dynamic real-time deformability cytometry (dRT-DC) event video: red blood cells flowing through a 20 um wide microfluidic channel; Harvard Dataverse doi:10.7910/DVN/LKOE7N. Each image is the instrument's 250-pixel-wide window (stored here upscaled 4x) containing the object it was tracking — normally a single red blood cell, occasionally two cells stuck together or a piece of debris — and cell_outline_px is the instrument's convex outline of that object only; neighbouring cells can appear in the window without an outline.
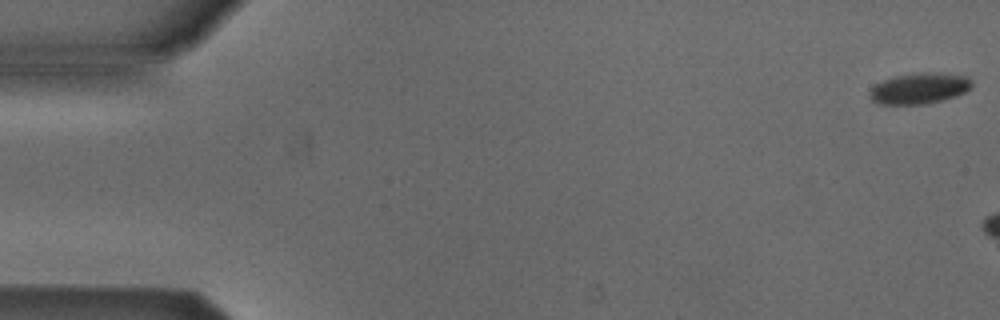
{"species": "Egyptian fruit bat (a non-hibernating species)", "species_latin": "Rousettus aegyptiacus", "temperature_condition": "cold", "stored_images_in_passage": 6, "camera_frame_rate_fps": 3000, "um_per_image_px": 0.085, "animal": {"sex": "male"}, "frame": {"image": 1, "passage_image": 1, "time_ms": 0.0, "image_size_px": [1000, 320], "cell_outline_px": [[972, 84], [964, 92], [956, 96], [924, 104], [880, 104], [872, 100], [868, 92], [876, 84], [884, 80], [896, 76], [924, 72], [940, 72], [968, 76], [972, 80]], "centroid_in_image_um": [78.16, 7.5], "position_along_channel_um": 6.8, "area_um2": 18.26}}